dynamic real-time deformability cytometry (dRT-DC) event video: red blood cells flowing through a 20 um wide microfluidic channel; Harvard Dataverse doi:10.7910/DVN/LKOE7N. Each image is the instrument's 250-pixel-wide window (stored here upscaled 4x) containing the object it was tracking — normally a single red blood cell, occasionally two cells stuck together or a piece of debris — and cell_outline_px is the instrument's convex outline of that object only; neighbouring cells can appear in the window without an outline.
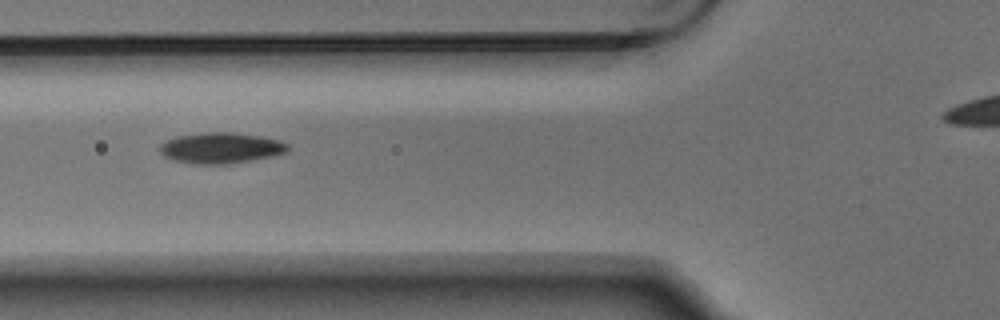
{"species": "Egyptian fruit bat (a non-hibernating species)", "species_latin": "Rousettus aegyptiacus", "temperature_condition": "warm", "stored_images_in_passage": 4, "camera_frame_rate_fps": 3000, "um_per_image_px": 0.085, "animal": {"sex": "male"}, "frame": {"image": 1, "passage_image": 3, "time_ms": 0.667, "image_size_px": [1000, 320], "cell_outline_px": [[288, 152], [276, 156], [228, 164], [192, 164], [176, 160], [164, 156], [160, 152], [160, 144], [176, 136], [204, 132], [232, 132], [264, 136], [280, 140], [288, 144]], "centroid_in_image_um": [18.83, 12.57], "position_along_channel_um": 107.0, "area_um2": 23.24}}
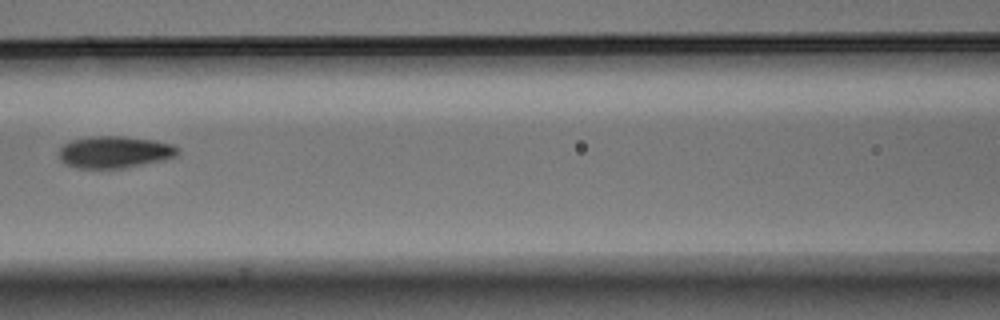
{"frame": {"image": 2, "passage_image": 4, "time_ms": 1.0, "image_size_px": [1000, 320], "cell_outline_px": [[180, 152], [176, 156], [164, 160], [124, 168], [76, 168], [64, 164], [60, 160], [56, 152], [68, 140], [92, 136], [124, 136], [156, 140], [172, 144], [180, 148]], "centroid_in_image_um": [9.72, 12.92], "position_along_channel_um": 156.9, "area_um2": 22.6}}